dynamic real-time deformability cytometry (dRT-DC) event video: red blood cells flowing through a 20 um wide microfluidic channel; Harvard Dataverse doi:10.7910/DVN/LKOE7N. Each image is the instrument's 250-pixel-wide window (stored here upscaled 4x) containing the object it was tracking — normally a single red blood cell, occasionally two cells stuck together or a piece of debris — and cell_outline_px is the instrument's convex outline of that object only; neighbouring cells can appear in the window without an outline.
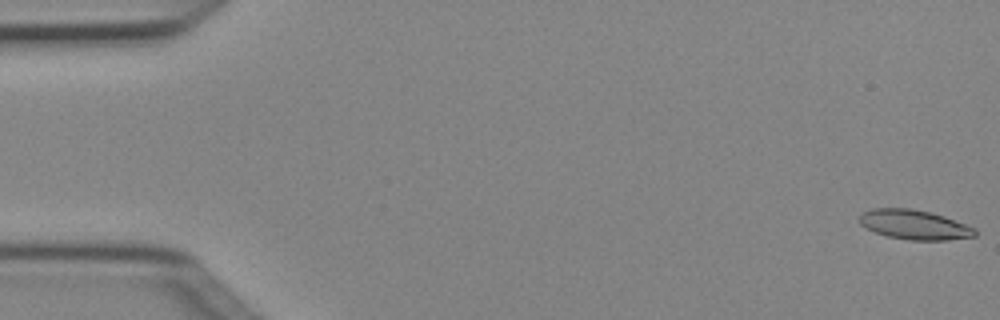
{"species": "Egyptian fruit bat (a non-hibernating species)", "species_latin": "Rousettus aegyptiacus", "temperature_condition": "cold", "stored_images_in_passage": 5, "camera_frame_rate_fps": 3000, "um_per_image_px": 0.085, "animal": {"sex": "female"}, "frame": {"image": 1, "passage_image": 1, "time_ms": 0.0, "image_size_px": [1000, 320], "cell_outline_px": [[976, 236], [948, 240], [908, 240], [888, 236], [876, 232], [860, 224], [860, 216], [864, 212], [872, 208], [912, 208], [932, 212], [944, 216], [976, 228]], "centroid_in_image_um": [77.76, 19.09], "position_along_channel_um": 7.2, "area_um2": 19.88}}
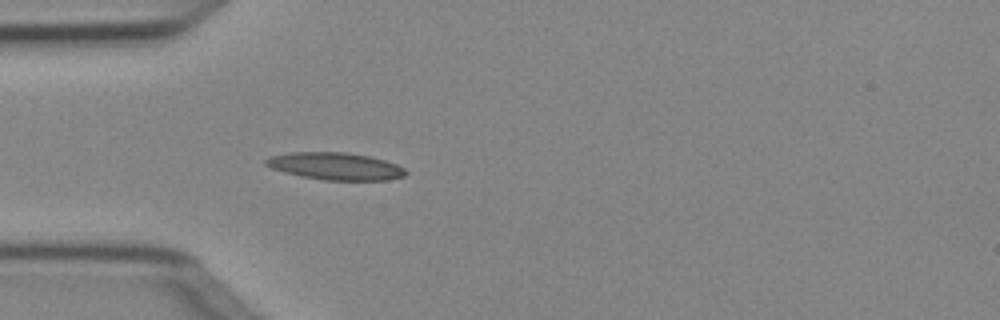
{"frame": {"image": 2, "passage_image": 5, "time_ms": 1.333, "image_size_px": [1000, 320], "cell_outline_px": [[408, 172], [404, 176], [388, 180], [324, 180], [300, 176], [284, 172], [272, 168], [264, 164], [264, 160], [268, 156], [292, 152], [344, 152], [368, 156], [384, 160], [396, 164], [404, 168]], "centroid_in_image_um": [28.49, 14.13], "position_along_channel_um": 56.5, "area_um2": 22.25}}